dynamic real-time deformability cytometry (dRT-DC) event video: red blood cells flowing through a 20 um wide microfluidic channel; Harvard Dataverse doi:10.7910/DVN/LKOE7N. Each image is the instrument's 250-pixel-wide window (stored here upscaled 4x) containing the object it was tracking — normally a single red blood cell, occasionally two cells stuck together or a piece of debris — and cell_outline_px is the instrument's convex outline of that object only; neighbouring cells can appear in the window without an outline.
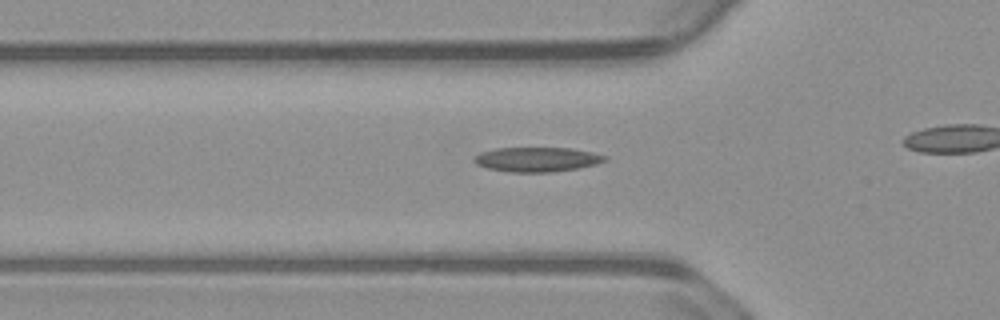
{"species": "common noctule bat (a hibernating species)", "species_latin": "Nyctalus noctula", "temperature_condition": "warm", "stored_images_in_passage": 29, "camera_frame_rate_fps": 3000, "um_per_image_px": 0.085, "animal": {"sex": "male", "body_mass_g": 23.1, "forearm_length_mm": 52.7}, "frame": {"image": 1, "passage_image": 4, "time_ms": 1.0, "image_size_px": [1000, 320], "cell_outline_px": [[608, 160], [596, 164], [576, 168], [552, 172], [512, 172], [488, 168], [476, 164], [472, 160], [480, 152], [496, 148], [572, 148], [592, 152], [608, 156]], "centroid_in_image_um": [45.66, 13.54], "position_along_channel_um": 80.1, "area_um2": 18.67}}
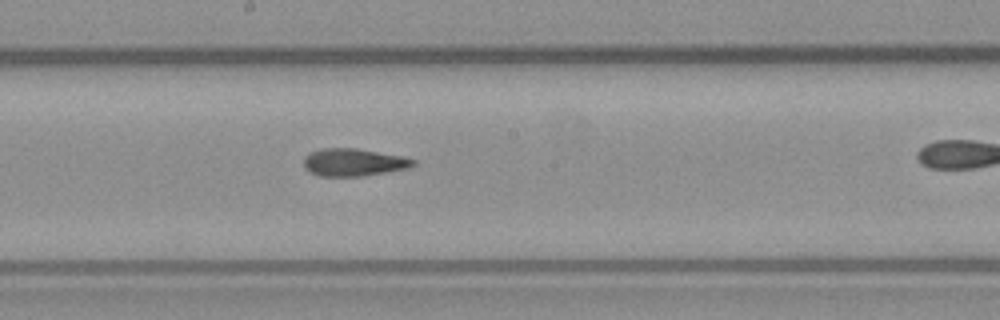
{"frame": {"image": 2, "passage_image": 15, "time_ms": 4.667, "image_size_px": [1000, 320], "cell_outline_px": [[416, 164], [408, 168], [364, 176], [320, 176], [308, 172], [304, 168], [304, 156], [308, 152], [320, 148], [356, 148], [404, 156], [416, 160]], "centroid_in_image_um": [30.03, 13.79], "position_along_channel_um": 218.2, "area_um2": 17.86}}
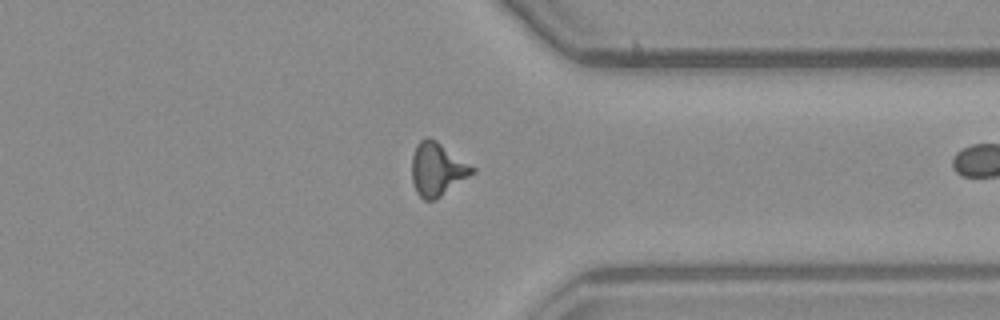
{"frame": {"image": 3, "passage_image": 28, "time_ms": 9.0, "image_size_px": [1000, 320], "cell_outline_px": [[476, 172], [436, 200], [424, 200], [416, 192], [412, 180], [412, 156], [416, 144], [420, 140], [428, 136], [436, 140], [476, 168]], "centroid_in_image_um": [37.17, 14.39], "position_along_channel_um": 374.2, "area_um2": 18.9}}